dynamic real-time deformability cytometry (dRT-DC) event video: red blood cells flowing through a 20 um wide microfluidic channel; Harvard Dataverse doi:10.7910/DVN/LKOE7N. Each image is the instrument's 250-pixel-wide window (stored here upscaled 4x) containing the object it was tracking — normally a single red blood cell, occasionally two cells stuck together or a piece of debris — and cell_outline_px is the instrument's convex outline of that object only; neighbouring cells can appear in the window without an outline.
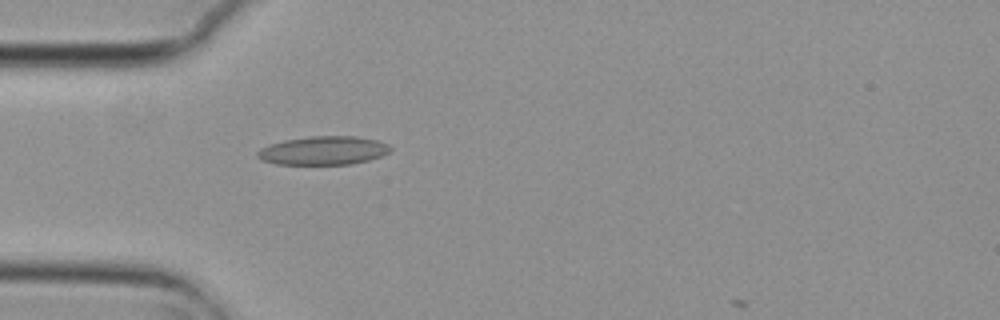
{"species": "common noctule bat (a hibernating species)", "species_latin": "Nyctalus noctula", "temperature_condition": "cold", "stored_images_in_passage": 1, "camera_frame_rate_fps": 3000, "um_per_image_px": 0.085, "animal": {"sex": "female", "body_mass_g": 29.2, "forearm_length_mm": 56.3}, "frame": {"image": 1, "passage_image": 1, "time_ms": 0.0, "image_size_px": [1000, 320], "cell_outline_px": [[392, 148], [388, 152], [380, 156], [368, 160], [352, 164], [276, 164], [260, 160], [256, 156], [256, 152], [260, 148], [284, 140], [312, 136], [356, 136], [380, 140], [388, 144]], "centroid_in_image_um": [27.48, 12.79], "position_along_channel_um": 57.5, "area_um2": 22.2}}